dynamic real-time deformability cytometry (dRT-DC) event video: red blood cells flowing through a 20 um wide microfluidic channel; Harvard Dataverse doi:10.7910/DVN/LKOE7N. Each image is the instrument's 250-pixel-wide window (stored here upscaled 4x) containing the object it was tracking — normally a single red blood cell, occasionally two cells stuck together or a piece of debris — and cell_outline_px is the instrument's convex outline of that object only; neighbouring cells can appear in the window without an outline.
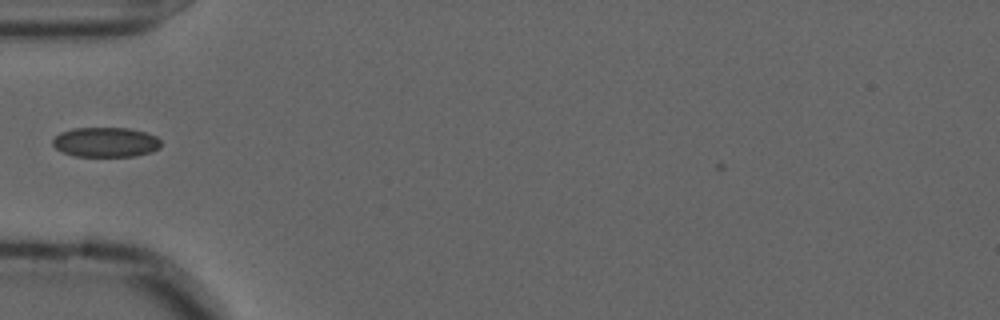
{"species": "common noctule bat (a hibernating species)", "species_latin": "Nyctalus noctula", "temperature_condition": "cold", "stored_images_in_passage": 13, "camera_frame_rate_fps": 3000, "um_per_image_px": 0.085, "animal": {"sex": "male", "forearm_length_mm": 52.5}, "frame": {"image": 1, "passage_image": 2, "time_ms": 0.333, "image_size_px": [1000, 320], "cell_outline_px": [[160, 148], [136, 156], [76, 156], [64, 152], [56, 148], [52, 144], [52, 140], [60, 132], [72, 128], [128, 128], [144, 132], [156, 136], [160, 140]], "centroid_in_image_um": [8.97, 12.08], "position_along_channel_um": 76.0, "area_um2": 18.67}}
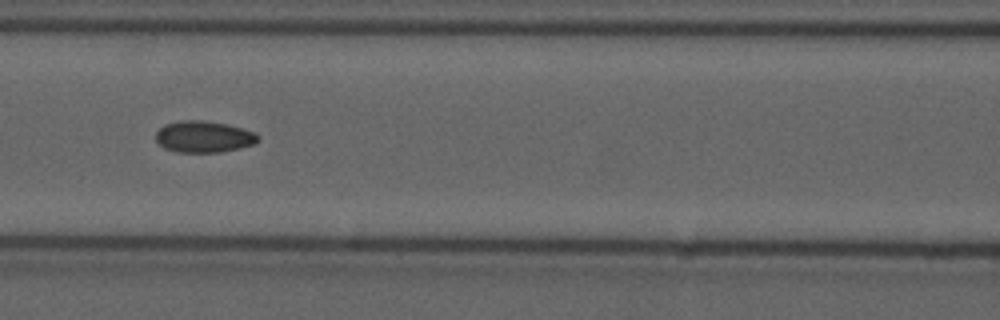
{"frame": {"image": 2, "passage_image": 8, "time_ms": 2.333, "image_size_px": [1000, 320], "cell_outline_px": [[260, 140], [252, 144], [240, 148], [220, 152], [176, 152], [164, 148], [156, 140], [156, 132], [164, 124], [180, 120], [200, 120], [228, 124], [252, 132], [260, 136]], "centroid_in_image_um": [17.29, 11.62], "position_along_channel_um": 149.3, "area_um2": 18.73}}
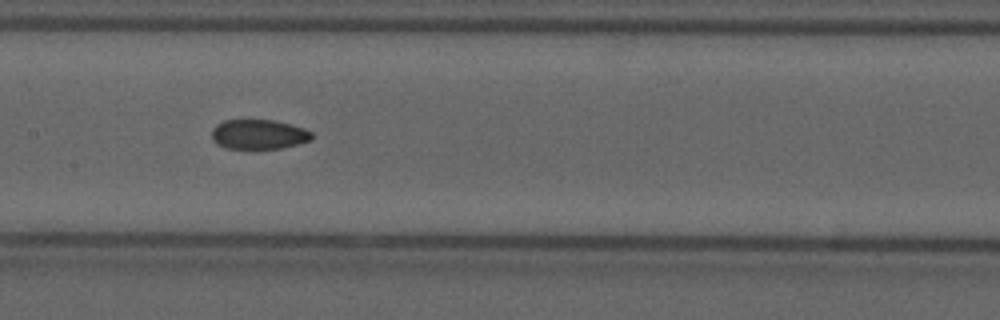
{"frame": {"image": 3, "passage_image": 11, "time_ms": 3.333, "image_size_px": [1000, 320], "cell_outline_px": [[312, 140], [280, 148], [224, 148], [216, 144], [212, 140], [212, 128], [216, 124], [224, 120], [272, 120], [304, 128], [312, 132]], "centroid_in_image_um": [21.95, 11.42], "position_along_channel_um": 185.5, "area_um2": 17.22}}